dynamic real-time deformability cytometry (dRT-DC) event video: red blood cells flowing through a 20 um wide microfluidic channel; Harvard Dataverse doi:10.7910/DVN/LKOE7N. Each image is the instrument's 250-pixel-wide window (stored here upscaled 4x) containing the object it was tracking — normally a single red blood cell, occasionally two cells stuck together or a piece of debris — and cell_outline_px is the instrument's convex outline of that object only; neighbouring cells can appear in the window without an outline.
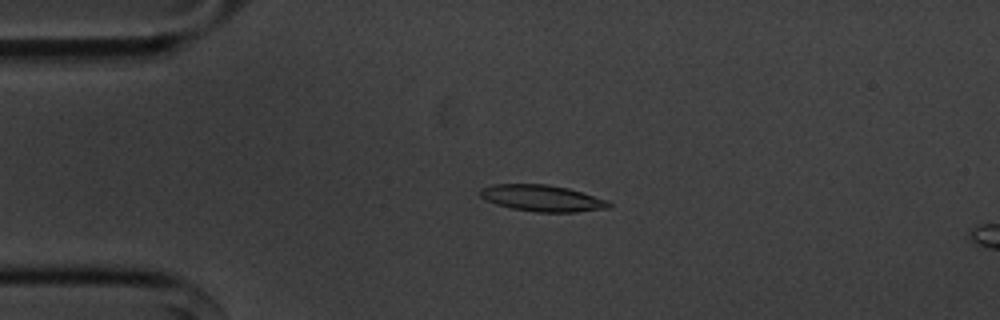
{"species": "common noctule bat (a hibernating species)", "species_latin": "Nyctalus noctula", "temperature_condition": "cold", "stored_images_in_passage": 54, "camera_frame_rate_fps": 3000, "um_per_image_px": 0.085, "animal": {"sex": "male", "body_mass_g": 20.1, "forearm_length_mm": 53.5}, "frame": {"image": 1, "passage_image": 11, "time_ms": 3.333, "image_size_px": [1000, 320], "cell_outline_px": [[612, 204], [608, 208], [576, 212], [536, 212], [512, 208], [496, 204], [480, 196], [480, 188], [496, 184], [548, 184], [568, 188], [608, 200]], "centroid_in_image_um": [46.1, 16.84], "position_along_channel_um": 38.9, "area_um2": 19.71}}
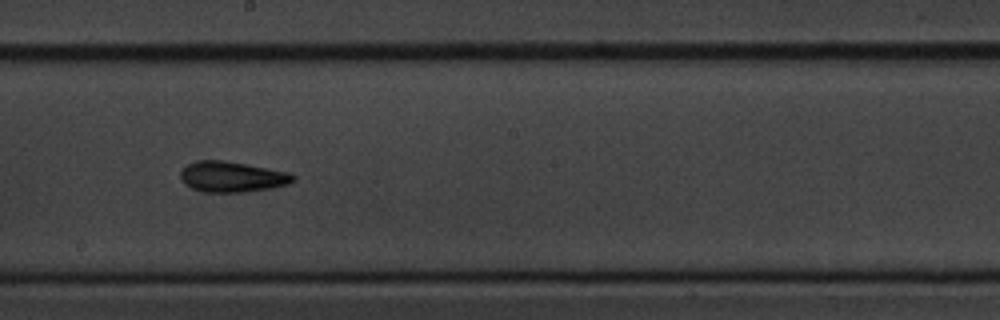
{"frame": {"image": 2, "passage_image": 29, "time_ms": 9.333, "image_size_px": [1000, 320], "cell_outline_px": [[296, 180], [288, 184], [272, 188], [244, 192], [208, 192], [192, 188], [184, 184], [180, 180], [180, 172], [188, 164], [196, 160], [224, 160], [268, 168], [288, 172], [296, 176]], "centroid_in_image_um": [19.73, 15.02], "position_along_channel_um": 228.5, "area_um2": 20.17}}
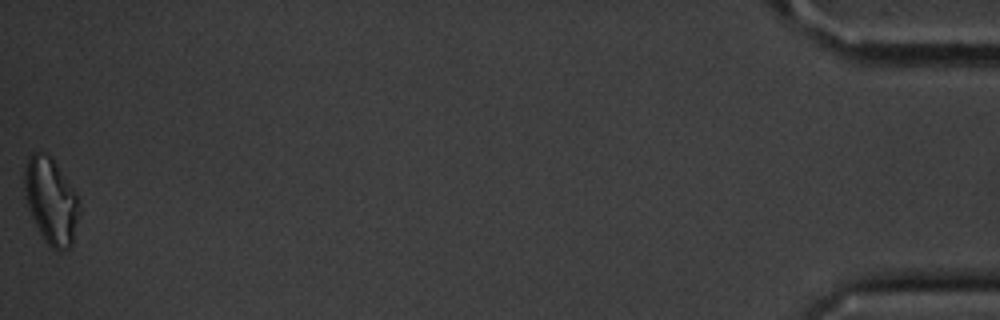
{"frame": {"image": 3, "passage_image": 54, "time_ms": 17.667, "image_size_px": [1000, 320], "cell_outline_px": [[80, 212], [72, 244], [64, 252], [60, 252], [52, 248], [44, 240], [28, 208], [24, 196], [24, 168], [28, 156], [32, 152], [48, 152], [52, 156], [76, 192], [80, 208]], "centroid_in_image_um": [4.34, 17.04], "position_along_channel_um": 430.9, "area_um2": 27.98}, "authors_computed_cell_mechanics": {"area_um2": 19.4786, "velocity_mm_per_s": 3.5898, "shape_relaxation_time_tau1_ms": 3.2421, "shape_relaxation_time_tau2_ms": 5.5045, "deformation_change_tau1": 0.1437, "deformation_change_tau2": 0.1528}}